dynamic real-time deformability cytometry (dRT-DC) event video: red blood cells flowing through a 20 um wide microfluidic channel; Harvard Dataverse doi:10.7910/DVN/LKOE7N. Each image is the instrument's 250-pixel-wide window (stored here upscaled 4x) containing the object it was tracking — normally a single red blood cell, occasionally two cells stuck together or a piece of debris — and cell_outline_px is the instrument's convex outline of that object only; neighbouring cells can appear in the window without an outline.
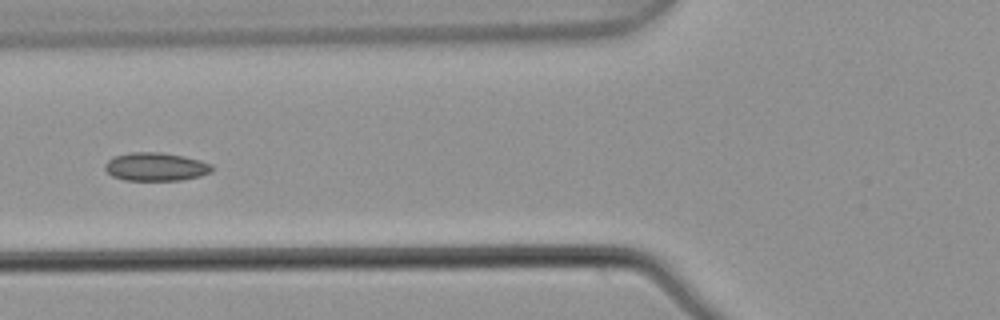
{"species": "common noctule bat (a hibernating species)", "species_latin": "Nyctalus noctula", "temperature_condition": "warm", "stored_images_in_passage": 5, "camera_frame_rate_fps": 3000, "um_per_image_px": 0.085, "animal": {"sex": "male", "body_mass_g": 21.5, "forearm_length_mm": 52.0}, "frame": {"image": 1, "passage_image": 5, "time_ms": 1.333, "image_size_px": [1000, 320], "cell_outline_px": [[212, 172], [200, 176], [180, 180], [124, 180], [112, 176], [104, 168], [104, 164], [112, 156], [128, 152], [160, 152], [184, 156], [200, 160], [212, 164]], "centroid_in_image_um": [13.22, 14.16], "position_along_channel_um": 112.6, "area_um2": 17.8}}